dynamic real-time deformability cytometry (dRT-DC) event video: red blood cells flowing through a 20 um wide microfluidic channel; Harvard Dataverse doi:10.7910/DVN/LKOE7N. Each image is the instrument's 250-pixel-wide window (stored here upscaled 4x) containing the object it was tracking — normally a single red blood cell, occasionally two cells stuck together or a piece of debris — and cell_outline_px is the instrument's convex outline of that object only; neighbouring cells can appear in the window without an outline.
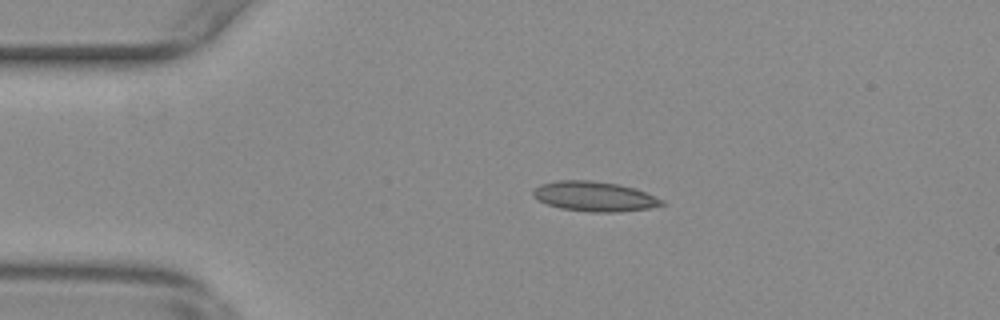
{"species": "common noctule bat (a hibernating species)", "species_latin": "Nyctalus noctula", "temperature_condition": "warm", "stored_images_in_passage": 55, "camera_frame_rate_fps": 3000, "um_per_image_px": 0.085, "animal": {"sex": "female", "body_mass_g": 29.2, "forearm_length_mm": 56.3}, "frame": {"image": 1, "passage_image": 11, "time_ms": 3.333, "image_size_px": [1000, 320], "cell_outline_px": [[664, 204], [648, 208], [620, 212], [588, 212], [560, 208], [548, 204], [532, 196], [532, 188], [540, 184], [556, 180], [588, 180], [620, 184], [636, 188], [664, 200]], "centroid_in_image_um": [50.5, 16.69], "position_along_channel_um": 34.5, "area_um2": 22.54}}
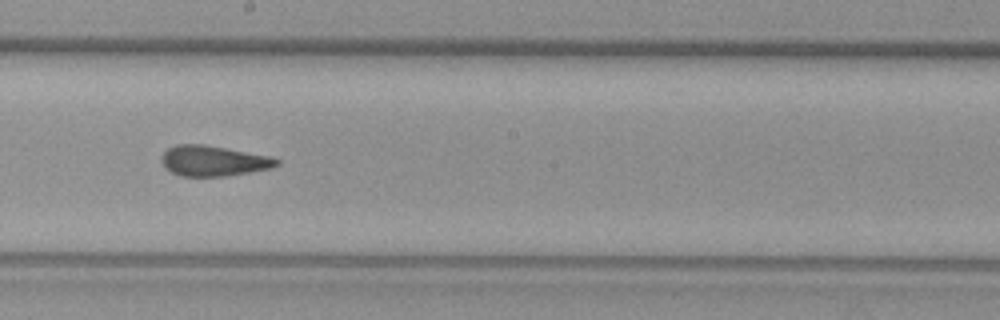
{"frame": {"image": 2, "passage_image": 30, "time_ms": 9.667, "image_size_px": [1000, 320], "cell_outline_px": [[280, 164], [272, 168], [228, 176], [180, 176], [164, 168], [160, 160], [164, 152], [168, 148], [176, 144], [204, 144], [272, 156], [280, 160]], "centroid_in_image_um": [18.15, 13.67], "position_along_channel_um": 230.0, "area_um2": 20.69}}
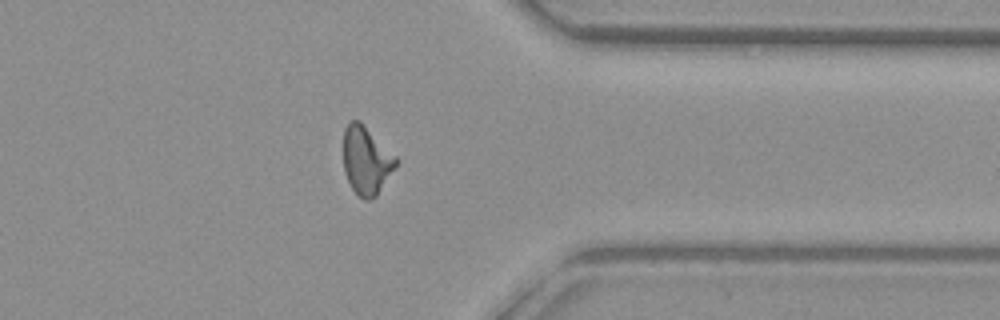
{"frame": {"image": 3, "passage_image": 43, "time_ms": 14.0, "image_size_px": [1000, 320], "cell_outline_px": [[400, 160], [396, 168], [376, 196], [368, 200], [364, 200], [352, 188], [344, 172], [344, 128], [348, 120], [360, 120]], "centroid_in_image_um": [31.15, 13.61], "position_along_channel_um": 380.2, "area_um2": 21.04}, "authors_computed_cell_mechanics": {"area_um2": 20.6924, "velocity_mm_per_s": 3.7061, "shape_relaxation_time_tau1_ms": null, "shape_relaxation_time_tau2_ms": 1.9964, "deformation_change_tau1": null, "deformation_change_tau2": 0.0863}}